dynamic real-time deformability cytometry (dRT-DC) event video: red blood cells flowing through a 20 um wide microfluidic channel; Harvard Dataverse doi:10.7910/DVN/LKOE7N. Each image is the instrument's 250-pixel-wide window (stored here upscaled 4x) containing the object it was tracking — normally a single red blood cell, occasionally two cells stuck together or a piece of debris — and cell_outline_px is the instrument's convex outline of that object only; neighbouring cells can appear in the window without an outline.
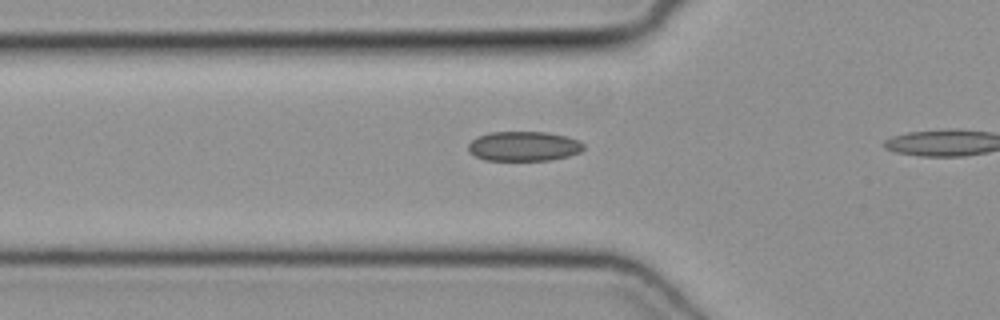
{"species": "common noctule bat (a hibernating species)", "species_latin": "Nyctalus noctula", "temperature_condition": "cold", "stored_images_in_passage": 4, "camera_frame_rate_fps": 3000, "um_per_image_px": 0.085, "animal": {"sex": "female", "body_mass_g": 19.3, "forearm_length_mm": 54.1}, "frame": {"image": 1, "passage_image": 3, "time_ms": 0.667, "image_size_px": [1000, 320], "cell_outline_px": [[584, 148], [580, 152], [568, 156], [548, 160], [484, 160], [468, 152], [468, 144], [472, 140], [488, 132], [548, 132], [568, 136], [580, 140], [584, 144]], "centroid_in_image_um": [44.54, 12.42], "position_along_channel_um": 81.3, "area_um2": 20.06}}